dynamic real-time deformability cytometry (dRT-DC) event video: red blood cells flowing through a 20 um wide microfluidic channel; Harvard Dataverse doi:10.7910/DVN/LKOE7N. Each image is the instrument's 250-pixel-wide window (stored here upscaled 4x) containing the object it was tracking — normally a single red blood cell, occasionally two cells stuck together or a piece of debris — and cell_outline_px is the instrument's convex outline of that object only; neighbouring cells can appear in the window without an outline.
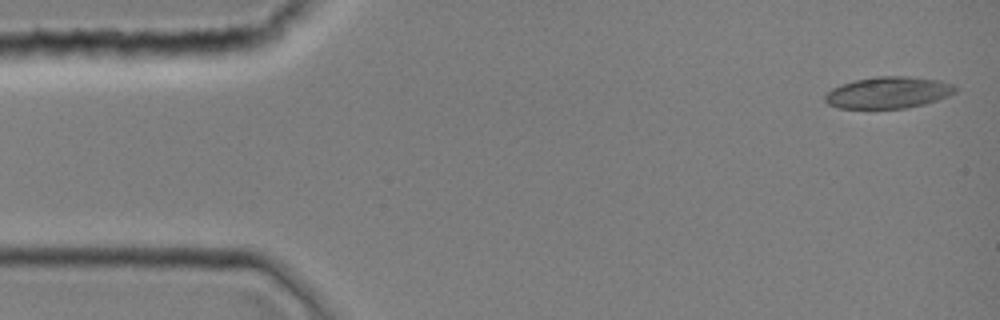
{"species": "common noctule bat (a hibernating species)", "species_latin": "Nyctalus noctula", "temperature_condition": "room temperature", "stored_images_in_passage": 43, "camera_frame_rate_fps": 3000, "um_per_image_px": 0.085, "animal": {"sex": "female", "body_mass_g": 19.0, "forearm_length_mm": 51.5}, "frame": {"image": 1, "passage_image": 1, "time_ms": 0.0, "image_size_px": [1000, 320], "cell_outline_px": [[956, 92], [948, 96], [924, 104], [904, 108], [840, 108], [828, 104], [824, 100], [824, 96], [832, 88], [840, 84], [856, 80], [876, 76], [908, 76], [940, 80], [956, 84]], "centroid_in_image_um": [75.52, 7.86], "position_along_channel_um": 9.5, "area_um2": 24.04}}
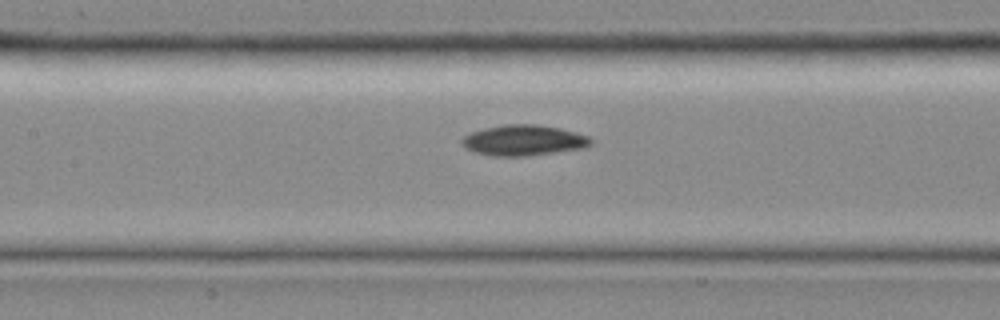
{"frame": {"image": 2, "passage_image": 19, "time_ms": 6.0, "image_size_px": [1000, 320], "cell_outline_px": [[592, 144], [588, 148], [528, 156], [492, 156], [476, 152], [464, 148], [460, 144], [460, 140], [464, 136], [472, 132], [484, 128], [504, 124], [536, 124], [560, 128], [576, 132], [588, 136], [592, 140]], "centroid_in_image_um": [44.52, 11.93], "position_along_channel_um": 162.9, "area_um2": 23.35}}
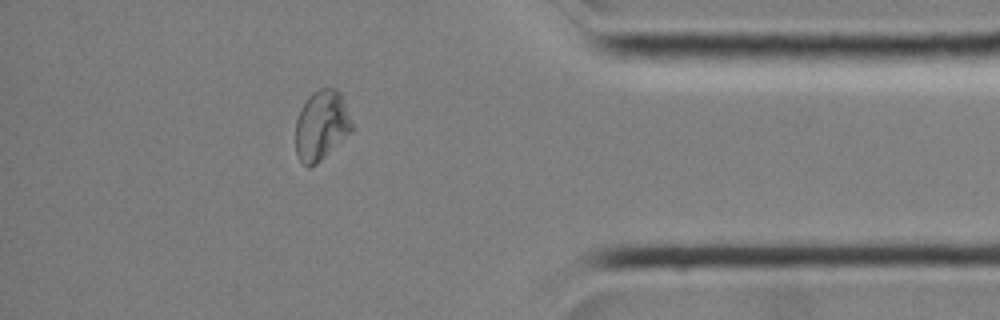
{"frame": {"image": 3, "passage_image": 37, "time_ms": 12.0, "image_size_px": [1000, 320], "cell_outline_px": [[352, 132], [316, 164], [308, 168], [296, 156], [296, 120], [300, 108], [308, 96], [312, 92], [320, 88], [336, 88], [340, 92], [352, 124]], "centroid_in_image_um": [27.3, 10.66], "position_along_channel_um": 407.9, "area_um2": 22.89}}